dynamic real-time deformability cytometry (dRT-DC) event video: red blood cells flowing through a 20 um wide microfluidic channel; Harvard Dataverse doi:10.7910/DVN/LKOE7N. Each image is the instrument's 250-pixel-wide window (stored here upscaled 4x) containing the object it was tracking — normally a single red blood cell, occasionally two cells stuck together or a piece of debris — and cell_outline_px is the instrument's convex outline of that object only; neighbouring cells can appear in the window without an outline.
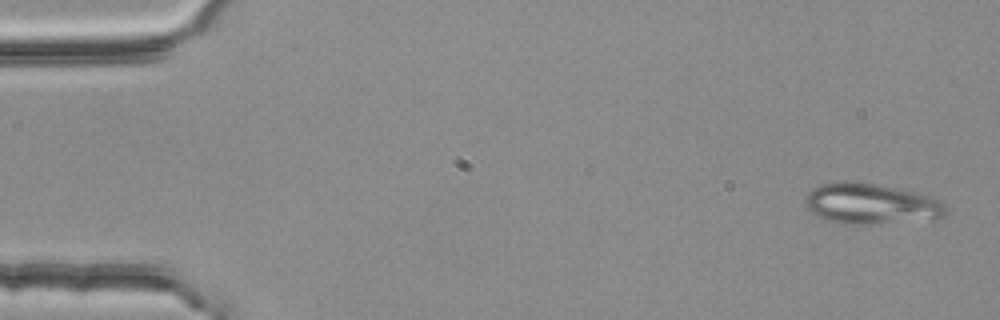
{"species": "common noctule bat (a hibernating species)", "species_latin": "Nyctalus noctula", "temperature_condition": "room temperature", "stored_images_in_passage": 4, "camera_frame_rate_fps": 3000, "um_per_image_px": 0.085, "animal": {"sex": "female", "body_mass_g": 25.1}, "frame": {"image": 1, "passage_image": 1, "time_ms": 0.0, "image_size_px": [1000, 320], "cell_outline_px": [[944, 212], [940, 216], [872, 224], [848, 224], [832, 220], [820, 216], [812, 212], [804, 204], [804, 196], [812, 188], [820, 184], [840, 180], [856, 180], [916, 192], [932, 196], [940, 200], [944, 204]], "centroid_in_image_um": [73.92, 17.26], "position_along_channel_um": 11.1, "area_um2": 32.77}}